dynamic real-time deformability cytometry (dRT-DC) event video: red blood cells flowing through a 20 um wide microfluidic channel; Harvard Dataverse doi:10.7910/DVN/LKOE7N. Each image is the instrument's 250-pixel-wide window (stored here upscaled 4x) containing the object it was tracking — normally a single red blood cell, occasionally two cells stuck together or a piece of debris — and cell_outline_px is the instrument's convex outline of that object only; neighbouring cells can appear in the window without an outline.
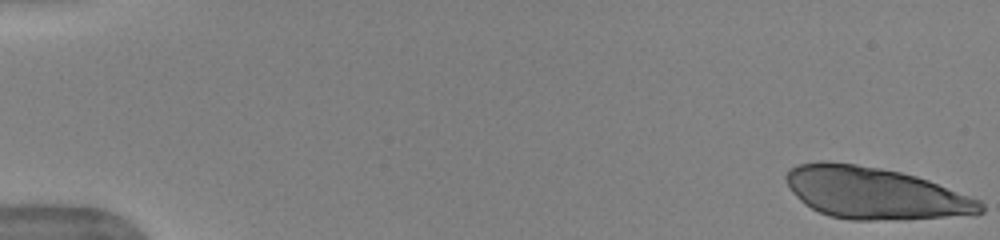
{"species": "human", "species_latin": "Homo sapiens", "temperature_condition": "warm", "stored_images_in_passage": 48, "camera_frame_rate_fps": 3000, "um_per_image_px": 0.085, "donor": {"sex": "female"}, "frame": {"image": 1, "passage_image": 1, "time_ms": 0.0, "image_size_px": [1000, 240], "cell_outline_px": [[984, 212], [976, 216], [872, 220], [852, 220], [828, 216], [804, 204], [792, 192], [784, 176], [788, 168], [800, 164], [820, 160], [824, 160], [856, 164], [880, 168], [900, 172], [916, 176], [928, 180], [980, 200], [984, 204]], "centroid_in_image_um": [74.38, 16.42], "position_along_channel_um": 10.6, "area_um2": 59.01}, "authors_computed_cell_mechanics": {"area_um2": 36.3273, "velocity_mm_per_s": 3.9511, "shape_relaxation_time_tau1_ms": 4.1589, "shape_relaxation_time_tau2_ms": 0.8277, "deformation_change_tau1": 0.2072, "deformation_change_tau2": 0.0824}}